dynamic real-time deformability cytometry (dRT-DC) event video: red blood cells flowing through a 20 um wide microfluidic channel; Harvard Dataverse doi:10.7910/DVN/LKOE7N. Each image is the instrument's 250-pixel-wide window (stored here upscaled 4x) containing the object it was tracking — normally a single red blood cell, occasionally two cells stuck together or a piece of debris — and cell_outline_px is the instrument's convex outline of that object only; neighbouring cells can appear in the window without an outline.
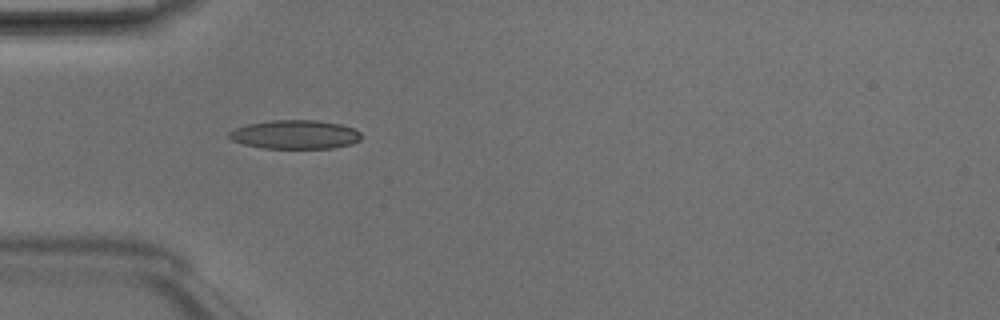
{"species": "Egyptian fruit bat (a non-hibernating species)", "species_latin": "Rousettus aegyptiacus", "temperature_condition": "room temperature", "stored_images_in_passage": 1, "camera_frame_rate_fps": 3000, "um_per_image_px": 0.085, "animal": {"sex": "male"}, "frame": {"image": 1, "passage_image": 1, "time_ms": 0.0, "image_size_px": [1000, 320], "cell_outline_px": [[360, 140], [352, 144], [332, 148], [264, 148], [244, 144], [232, 140], [228, 136], [228, 132], [236, 128], [248, 124], [272, 120], [316, 120], [340, 124], [356, 128], [360, 132]], "centroid_in_image_um": [25.11, 11.43], "position_along_channel_um": 59.9, "area_um2": 22.2}}